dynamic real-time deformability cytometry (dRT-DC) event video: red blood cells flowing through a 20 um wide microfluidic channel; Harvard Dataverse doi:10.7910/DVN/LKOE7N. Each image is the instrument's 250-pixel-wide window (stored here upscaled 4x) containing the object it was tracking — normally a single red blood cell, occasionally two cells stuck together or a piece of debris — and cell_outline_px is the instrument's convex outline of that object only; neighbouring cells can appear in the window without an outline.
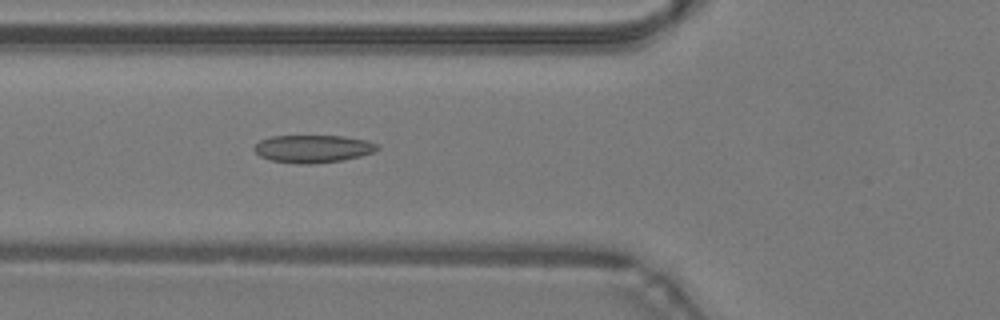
{"species": "common noctule bat (a hibernating species)", "species_latin": "Nyctalus noctula", "temperature_condition": "warm", "stored_images_in_passage": 46, "camera_frame_rate_fps": 3000, "um_per_image_px": 0.085, "animal": {"sex": "male", "body_mass_g": 19.2, "forearm_length_mm": 51.8}, "frame": {"image": 1, "passage_image": 17, "time_ms": 5.333, "image_size_px": [1000, 320], "cell_outline_px": [[380, 148], [372, 152], [360, 156], [344, 160], [308, 164], [296, 164], [272, 160], [260, 156], [252, 148], [260, 140], [272, 136], [344, 136], [368, 140], [376, 144]], "centroid_in_image_um": [26.6, 12.64], "position_along_channel_um": 99.2, "area_um2": 19.83}}
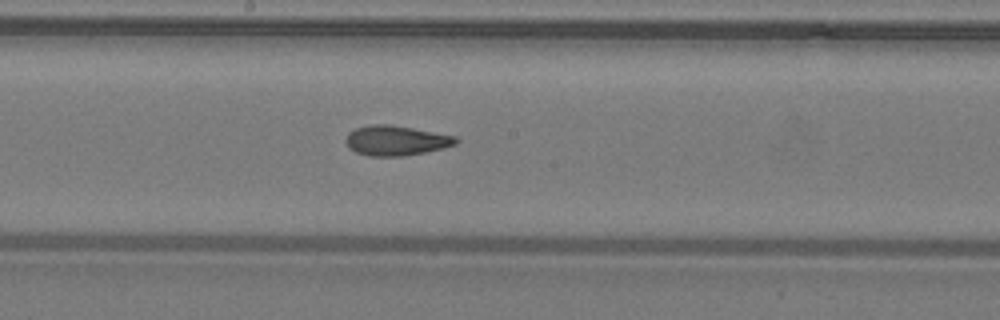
{"frame": {"image": 2, "passage_image": 25, "time_ms": 8.0, "image_size_px": [1000, 320], "cell_outline_px": [[460, 140], [456, 144], [444, 148], [424, 152], [400, 156], [368, 156], [356, 152], [348, 148], [344, 140], [348, 132], [356, 128], [368, 124], [388, 124], [412, 128], [456, 136]], "centroid_in_image_um": [33.63, 11.94], "position_along_channel_um": 214.6, "area_um2": 19.31}}
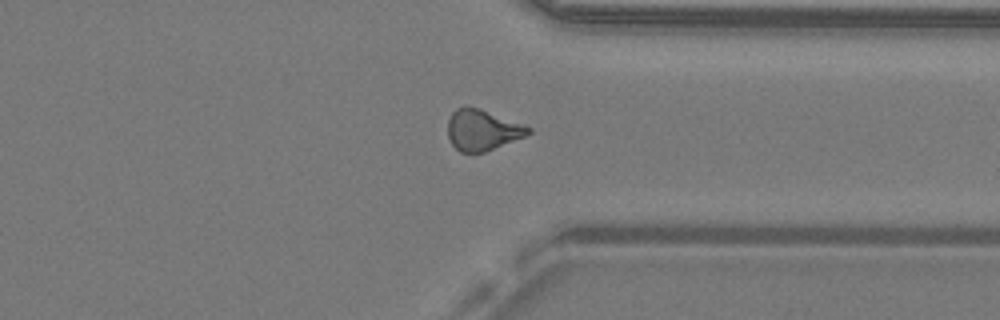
{"frame": {"image": 3, "passage_image": 36, "time_ms": 11.667, "image_size_px": [1000, 320], "cell_outline_px": [[532, 132], [524, 136], [484, 152], [472, 156], [460, 152], [452, 144], [448, 136], [448, 120], [452, 112], [456, 108], [464, 104], [480, 108], [524, 124], [532, 128]], "centroid_in_image_um": [40.97, 11.05], "position_along_channel_um": 370.4, "area_um2": 19.59}}